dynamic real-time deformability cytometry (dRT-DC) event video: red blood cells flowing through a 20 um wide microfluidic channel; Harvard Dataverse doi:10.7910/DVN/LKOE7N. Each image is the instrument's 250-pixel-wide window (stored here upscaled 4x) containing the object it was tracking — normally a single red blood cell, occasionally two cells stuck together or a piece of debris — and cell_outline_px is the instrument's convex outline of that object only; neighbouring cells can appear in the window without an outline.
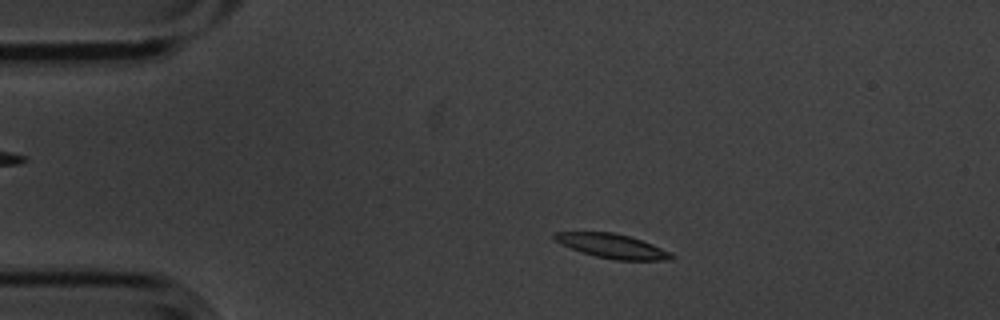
{"species": "common noctule bat (a hibernating species)", "species_latin": "Nyctalus noctula", "temperature_condition": "cold", "stored_images_in_passage": 52, "camera_frame_rate_fps": 3000, "um_per_image_px": 0.085, "animal": {"sex": "male", "body_mass_g": 20.1, "forearm_length_mm": 53.5}, "frame": {"image": 1, "passage_image": 7, "time_ms": 2.0, "image_size_px": [1000, 320], "cell_outline_px": [[676, 256], [672, 260], [616, 260], [596, 256], [580, 252], [556, 240], [552, 236], [552, 232], [612, 232], [628, 236], [652, 244]], "centroid_in_image_um": [52.04, 20.92], "position_along_channel_um": 33.0, "area_um2": 16.24}}
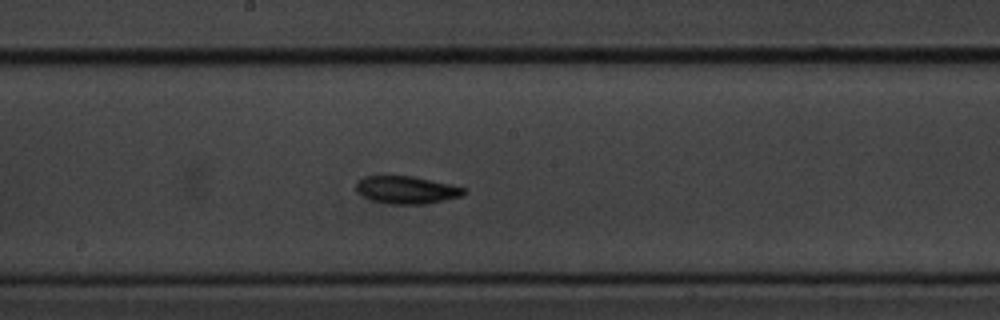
{"frame": {"image": 2, "passage_image": 26, "time_ms": 8.333, "image_size_px": [1000, 320], "cell_outline_px": [[468, 192], [460, 196], [444, 200], [424, 204], [388, 204], [368, 200], [356, 192], [356, 184], [364, 176], [412, 176], [468, 188]], "centroid_in_image_um": [34.54, 16.15], "position_along_channel_um": 213.7, "area_um2": 17.46}}
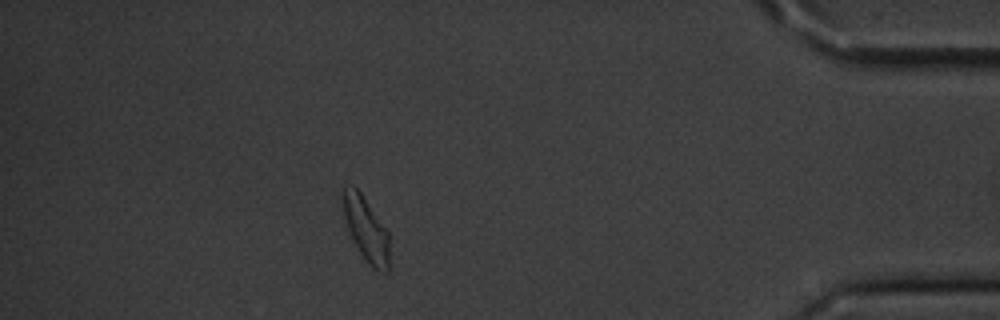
{"frame": {"image": 3, "passage_image": 46, "time_ms": 15.0, "image_size_px": [1000, 320], "cell_outline_px": [[388, 272], [372, 268], [368, 264], [356, 248], [352, 240], [344, 216], [340, 196], [344, 188], [352, 184], [360, 192], [388, 232]], "centroid_in_image_um": [31.06, 19.45], "position_along_channel_um": 404.1, "area_um2": 17.22}, "authors_computed_cell_mechanics": {"area_um2": 16.8776, "velocity_mm_per_s": 3.5301, "shape_relaxation_time_tau1_ms": 3.6185, "shape_relaxation_time_tau2_ms": null, "deformation_change_tau1": 0.114, "deformation_change_tau2": null}}